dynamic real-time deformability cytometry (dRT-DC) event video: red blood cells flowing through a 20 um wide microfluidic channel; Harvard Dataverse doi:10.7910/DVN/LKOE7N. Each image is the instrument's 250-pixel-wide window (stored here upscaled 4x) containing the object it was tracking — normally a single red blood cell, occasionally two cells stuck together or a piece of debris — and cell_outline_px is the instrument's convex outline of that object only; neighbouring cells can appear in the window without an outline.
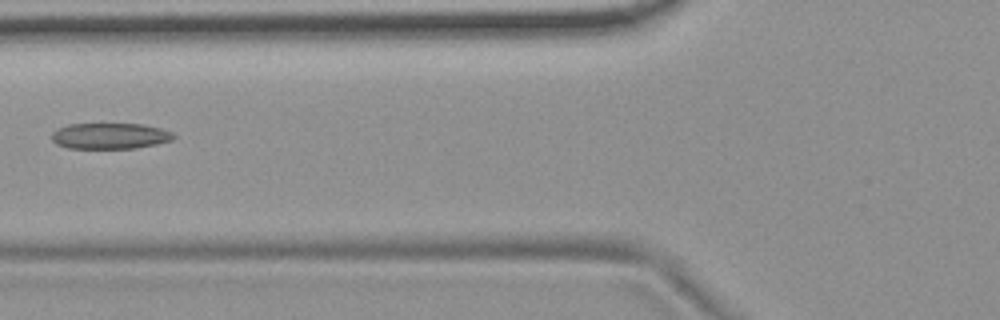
{"species": "common noctule bat (a hibernating species)", "species_latin": "Nyctalus noctula", "temperature_condition": "room temperature", "stored_images_in_passage": 3, "camera_frame_rate_fps": 3000, "um_per_image_px": 0.085, "animal": {"sex": "female", "body_mass_g": 19.9}, "frame": {"image": 1, "passage_image": 3, "time_ms": 0.667, "image_size_px": [1000, 320], "cell_outline_px": [[176, 136], [172, 140], [156, 144], [136, 148], [68, 148], [56, 144], [52, 140], [52, 132], [56, 128], [68, 124], [144, 124], [160, 128], [172, 132]], "centroid_in_image_um": [9.33, 11.55], "position_along_channel_um": 116.5, "area_um2": 18.5}}